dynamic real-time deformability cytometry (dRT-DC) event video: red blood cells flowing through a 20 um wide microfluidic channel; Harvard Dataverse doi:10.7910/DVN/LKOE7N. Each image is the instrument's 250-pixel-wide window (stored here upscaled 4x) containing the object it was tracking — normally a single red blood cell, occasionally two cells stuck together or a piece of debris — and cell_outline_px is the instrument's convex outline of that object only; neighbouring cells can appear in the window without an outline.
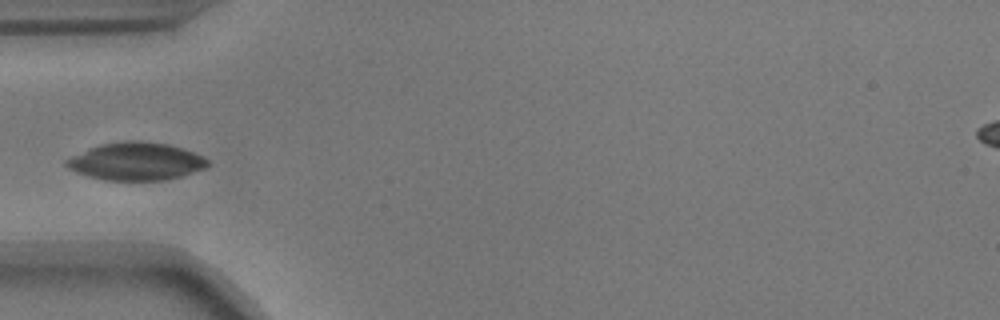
{"species": "common noctule bat (a hibernating species)", "species_latin": "Nyctalus noctula", "temperature_condition": "warm", "stored_images_in_passage": 38, "camera_frame_rate_fps": 3000, "um_per_image_px": 0.085, "animal": {"sex": "male", "body_mass_g": 17.9}, "frame": {"image": 1, "passage_image": 1, "time_ms": 0.0, "image_size_px": [1000, 320], "cell_outline_px": [[208, 168], [168, 180], [104, 180], [88, 176], [76, 172], [68, 168], [64, 164], [64, 160], [72, 156], [100, 144], [132, 140], [136, 140], [168, 144], [204, 156], [208, 160]], "centroid_in_image_um": [11.58, 13.73], "position_along_channel_um": 73.4, "area_um2": 31.04}}
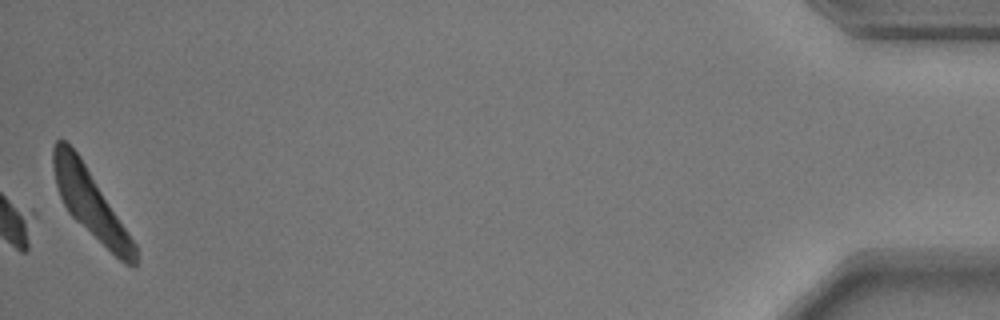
{"frame": {"image": 2, "passage_image": 38, "time_ms": 12.333, "image_size_px": [1000, 320], "cell_outline_px": [[140, 260], [132, 268], [124, 264], [76, 220], [68, 212], [60, 196], [56, 184], [52, 164], [52, 148], [56, 140], [64, 140], [80, 156], [136, 244]], "centroid_in_image_um": [7.72, 17.33], "position_along_channel_um": 427.5, "area_um2": 31.79}}